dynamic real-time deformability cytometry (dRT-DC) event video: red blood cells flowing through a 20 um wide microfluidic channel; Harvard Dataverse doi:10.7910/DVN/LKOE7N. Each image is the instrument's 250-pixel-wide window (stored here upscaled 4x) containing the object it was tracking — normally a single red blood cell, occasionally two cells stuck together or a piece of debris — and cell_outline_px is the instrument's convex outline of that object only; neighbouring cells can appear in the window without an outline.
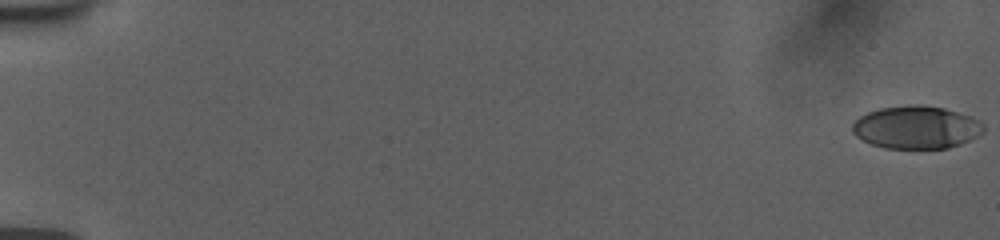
{"species": "human", "species_latin": "Homo sapiens", "temperature_condition": "room temperature", "stored_images_in_passage": 57, "camera_frame_rate_fps": 3000, "um_per_image_px": 0.085, "donor": {"sex": "female"}, "frame": {"image": 1, "passage_image": 1, "time_ms": 0.0, "image_size_px": [1000, 240], "cell_outline_px": [[984, 132], [980, 136], [960, 144], [948, 148], [884, 148], [872, 144], [856, 136], [852, 132], [852, 124], [860, 116], [868, 112], [880, 108], [908, 104], [924, 104], [944, 108], [968, 116], [984, 124]], "centroid_in_image_um": [77.88, 10.82], "position_along_channel_um": 7.1, "area_um2": 32.77}}
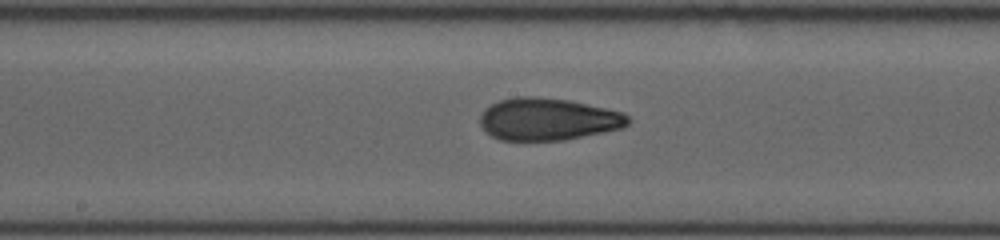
{"frame": {"image": 2, "passage_image": 32, "time_ms": 10.333, "image_size_px": [1000, 240], "cell_outline_px": [[632, 120], [624, 128], [564, 140], [500, 140], [492, 136], [480, 124], [480, 116], [484, 108], [500, 100], [516, 96], [536, 96], [568, 100], [624, 112]], "centroid_in_image_um": [46.6, 10.13], "position_along_channel_um": 201.6, "area_um2": 36.53}}
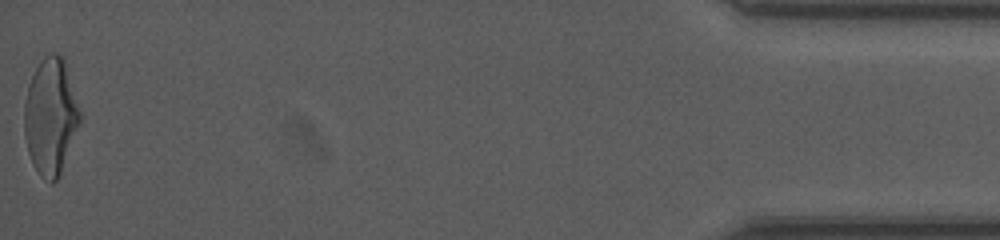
{"frame": {"image": 3, "passage_image": 57, "time_ms": 18.667, "image_size_px": [1000, 240], "cell_outline_px": [[80, 120], [60, 172], [56, 180], [52, 184], [40, 176], [32, 164], [28, 152], [24, 136], [24, 104], [28, 84], [40, 60], [48, 52], [56, 52], [64, 56], [80, 112]], "centroid_in_image_um": [4.27, 9.85], "position_along_channel_um": 430.9, "area_um2": 37.57}, "authors_computed_cell_mechanics": {"area_um2": 35.547, "velocity_mm_per_s": 3.7634, "shape_relaxation_time_tau1_ms": 7.4335, "shape_relaxation_time_tau2_ms": 1.3253, "deformation_change_tau1": 0.2259, "deformation_change_tau2": 0.078}}